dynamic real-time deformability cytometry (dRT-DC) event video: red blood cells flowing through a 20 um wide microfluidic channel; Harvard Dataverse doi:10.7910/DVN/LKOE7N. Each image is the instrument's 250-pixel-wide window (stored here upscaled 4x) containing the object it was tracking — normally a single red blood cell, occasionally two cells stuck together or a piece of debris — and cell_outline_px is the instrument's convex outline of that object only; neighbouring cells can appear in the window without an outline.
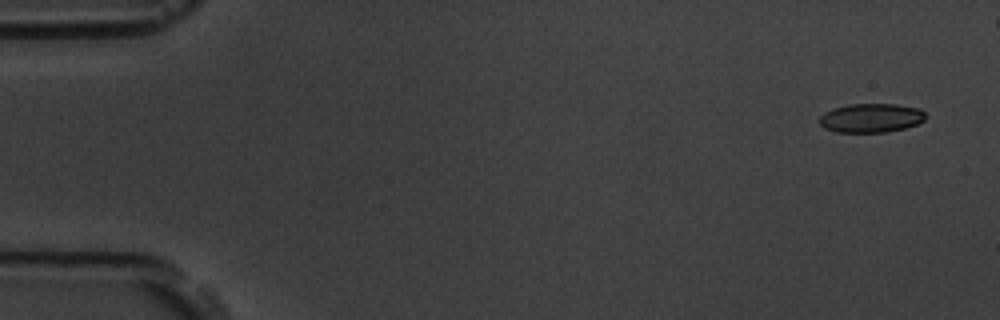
{"species": "common noctule bat (a hibernating species)", "species_latin": "Nyctalus noctula", "temperature_condition": "room temperature", "stored_images_in_passage": 6, "camera_frame_rate_fps": 3000, "um_per_image_px": 0.085, "animal": {"sex": "male", "body_mass_g": 19.5, "forearm_length_mm": 54.6}, "frame": {"image": 1, "passage_image": 1, "time_ms": 0.0, "image_size_px": [1000, 320], "cell_outline_px": [[928, 116], [924, 120], [916, 124], [904, 128], [884, 132], [836, 132], [824, 128], [820, 124], [820, 116], [824, 112], [832, 108], [848, 104], [896, 104], [920, 108]], "centroid_in_image_um": [74.04, 10.01], "position_along_channel_um": 11.0, "area_um2": 18.03}}